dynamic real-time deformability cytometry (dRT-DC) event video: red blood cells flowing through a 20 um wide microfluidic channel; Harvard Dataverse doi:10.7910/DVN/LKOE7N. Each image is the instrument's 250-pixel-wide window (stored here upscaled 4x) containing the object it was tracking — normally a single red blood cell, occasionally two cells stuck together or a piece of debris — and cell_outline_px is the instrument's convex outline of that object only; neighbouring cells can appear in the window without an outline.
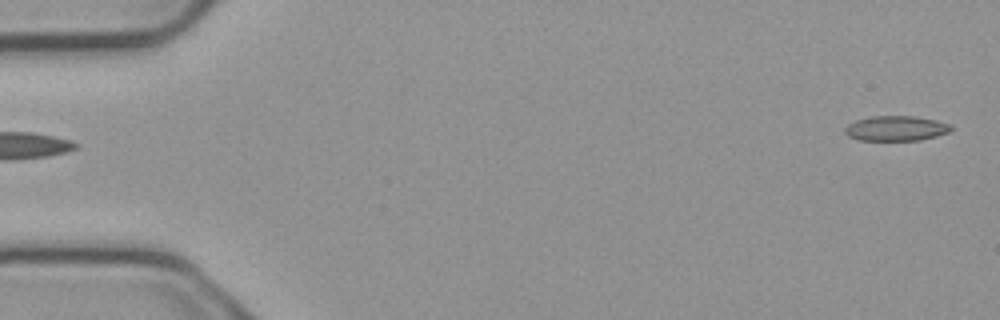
{"species": "common noctule bat (a hibernating species)", "species_latin": "Nyctalus noctula", "temperature_condition": "cold", "stored_images_in_passage": 5, "camera_frame_rate_fps": 3000, "um_per_image_px": 0.085, "animal": {"sex": "male", "body_mass_g": 23.1, "forearm_length_mm": 52.7}, "frame": {"image": 1, "passage_image": 1, "time_ms": 0.0, "image_size_px": [1000, 320], "cell_outline_px": [[952, 128], [948, 132], [936, 136], [920, 140], [860, 140], [848, 136], [844, 132], [844, 128], [848, 124], [856, 120], [872, 116], [916, 116], [936, 120], [952, 124]], "centroid_in_image_um": [76.16, 10.9], "position_along_channel_um": 8.8, "area_um2": 15.49}}